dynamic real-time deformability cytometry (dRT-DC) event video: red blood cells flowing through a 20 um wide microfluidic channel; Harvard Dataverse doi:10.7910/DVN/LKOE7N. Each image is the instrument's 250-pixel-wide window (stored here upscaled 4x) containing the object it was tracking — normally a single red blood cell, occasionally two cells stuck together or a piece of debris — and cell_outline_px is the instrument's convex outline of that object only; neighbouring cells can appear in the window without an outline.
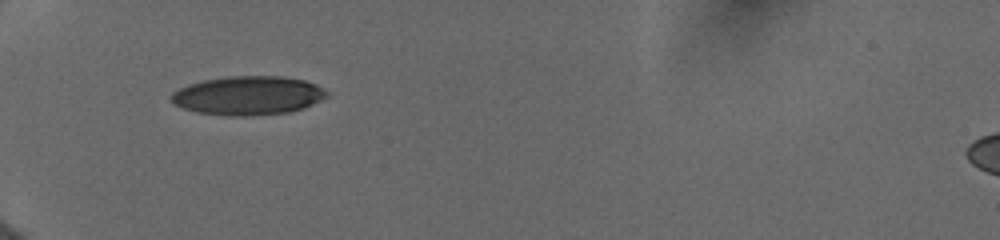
{"species": "human", "species_latin": "Homo sapiens", "temperature_condition": "cold", "stored_images_in_passage": 17, "camera_frame_rate_fps": 3000, "um_per_image_px": 0.085, "donor": {"sex": "female"}, "frame": {"image": 1, "passage_image": 1, "time_ms": 0.0, "image_size_px": [1000, 240], "cell_outline_px": [[328, 96], [304, 108], [288, 112], [244, 116], [232, 116], [196, 112], [184, 108], [176, 104], [172, 100], [172, 92], [180, 88], [204, 80], [228, 76], [284, 76], [304, 80], [316, 84], [328, 92]], "centroid_in_image_um": [21.13, 8.11], "position_along_channel_um": 63.9, "area_um2": 34.91}}
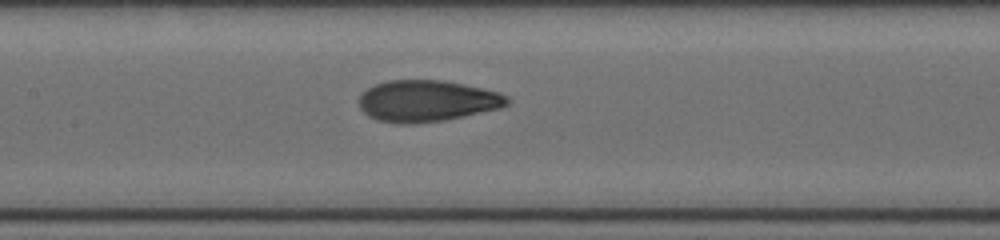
{"frame": {"image": 2, "passage_image": 11, "time_ms": 3.0, "image_size_px": [1000, 240], "cell_outline_px": [[508, 104], [500, 108], [464, 116], [444, 120], [416, 124], [396, 124], [376, 120], [368, 116], [360, 108], [360, 96], [368, 88], [376, 84], [388, 80], [440, 80], [464, 84], [500, 92], [508, 96]], "centroid_in_image_um": [36.29, 8.59], "position_along_channel_um": 171.1, "area_um2": 35.84}}
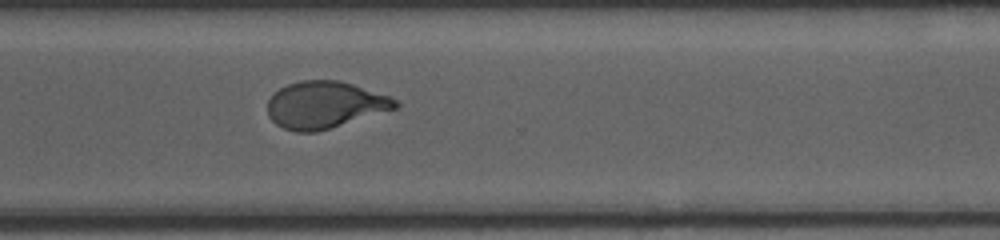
{"frame": {"image": 3, "passage_image": 17, "time_ms": 7.333, "image_size_px": [1000, 240], "cell_outline_px": [[400, 104], [396, 108], [316, 132], [296, 132], [284, 128], [276, 124], [268, 116], [268, 100], [280, 88], [288, 84], [300, 80], [340, 80], [388, 96], [396, 100]], "centroid_in_image_um": [27.57, 8.91], "position_along_channel_um": 343.0, "area_um2": 34.51}}